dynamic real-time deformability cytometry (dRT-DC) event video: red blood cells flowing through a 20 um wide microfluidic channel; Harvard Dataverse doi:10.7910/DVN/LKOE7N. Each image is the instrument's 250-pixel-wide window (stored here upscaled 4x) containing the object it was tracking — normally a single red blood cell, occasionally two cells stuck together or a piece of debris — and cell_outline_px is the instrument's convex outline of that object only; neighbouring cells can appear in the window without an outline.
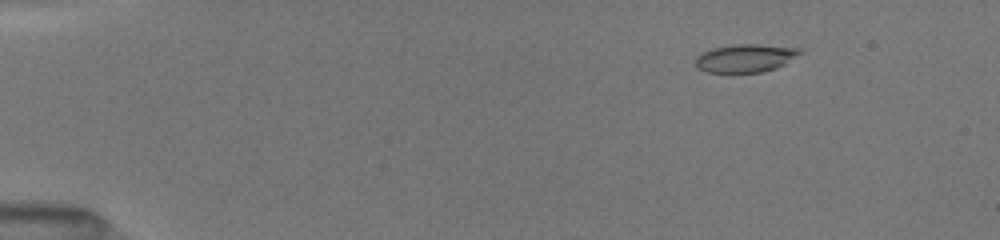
{"species": "common noctule bat (a hibernating species)", "species_latin": "Nyctalus noctula", "temperature_condition": "room temperature", "stored_images_in_passage": 28, "camera_frame_rate_fps": 3000, "um_per_image_px": 0.085, "animal": {"sex": "female", "body_mass_g": 19.5, "forearm_length_mm": 54.1}, "frame": {"image": 1, "passage_image": 2, "time_ms": 0.667, "image_size_px": [1000, 240], "cell_outline_px": [[800, 52], [784, 64], [776, 68], [760, 72], [704, 72], [696, 68], [696, 56], [700, 52], [712, 48], [732, 44], [760, 44], [800, 48]], "centroid_in_image_um": [63.28, 4.93], "position_along_channel_um": 21.7, "area_um2": 17.05}}
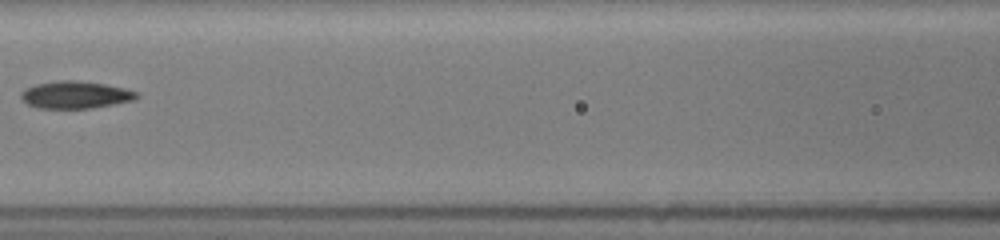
{"frame": {"image": 2, "passage_image": 12, "time_ms": 6.667, "image_size_px": [1000, 240], "cell_outline_px": [[140, 96], [132, 100], [92, 108], [40, 108], [28, 104], [20, 100], [20, 92], [24, 88], [36, 84], [60, 80], [72, 80], [104, 84], [124, 88], [136, 92]], "centroid_in_image_um": [6.35, 8.06], "position_along_channel_um": 160.3, "area_um2": 18.26}}
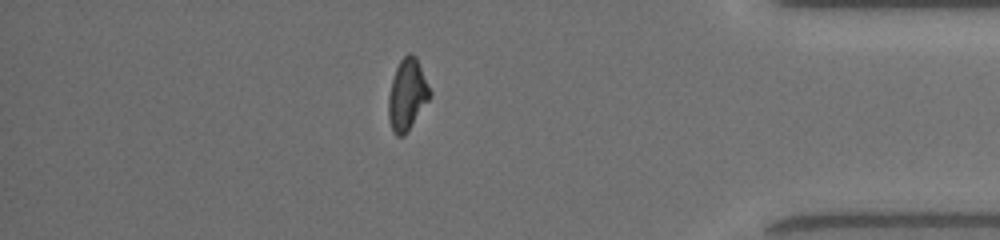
{"frame": {"image": 3, "passage_image": 25, "time_ms": 13.333, "image_size_px": [1000, 240], "cell_outline_px": [[432, 96], [404, 136], [396, 136], [392, 132], [388, 120], [388, 96], [392, 80], [396, 68], [400, 60], [408, 52], [412, 52], [416, 56], [432, 92]], "centroid_in_image_um": [34.61, 8.05], "position_along_channel_um": 400.6, "area_um2": 17.46}, "authors_computed_cell_mechanics": {"area_um2": 17.629, "velocity_mm_per_s": 4.0393, "shape_relaxation_time_tau1_ms": null, "shape_relaxation_time_tau2_ms": 4.073, "deformation_change_tau1": null, "deformation_change_tau2": 0.098}}